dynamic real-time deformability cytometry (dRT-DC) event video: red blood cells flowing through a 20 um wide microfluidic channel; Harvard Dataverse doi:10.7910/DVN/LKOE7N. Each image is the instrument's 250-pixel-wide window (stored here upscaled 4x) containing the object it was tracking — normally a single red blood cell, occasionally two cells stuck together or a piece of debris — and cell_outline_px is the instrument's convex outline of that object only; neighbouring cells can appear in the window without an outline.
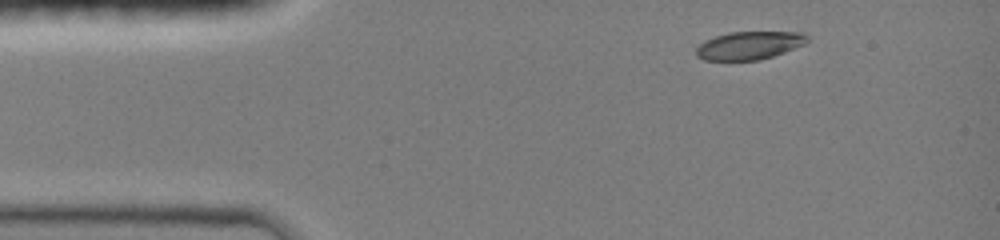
{"species": "common noctule bat (a hibernating species)", "species_latin": "Nyctalus noctula", "temperature_condition": "room temperature", "stored_images_in_passage": 23, "camera_frame_rate_fps": 3000, "um_per_image_px": 0.085, "animal": {"sex": "female", "body_mass_g": 19.0, "forearm_length_mm": 51.5}, "frame": {"image": 1, "passage_image": 1, "time_ms": 0.0, "image_size_px": [1000, 240], "cell_outline_px": [[808, 40], [804, 44], [784, 52], [760, 60], [704, 60], [696, 56], [696, 48], [704, 40], [728, 32], [804, 32], [808, 36]], "centroid_in_image_um": [63.67, 3.86], "position_along_channel_um": 21.3, "area_um2": 18.15}}
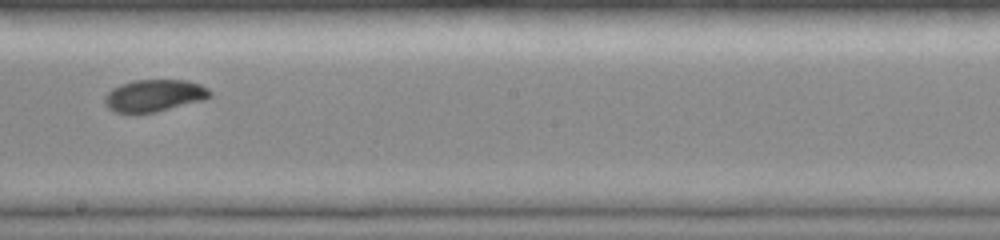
{"frame": {"image": 2, "passage_image": 14, "time_ms": 6.667, "image_size_px": [1000, 240], "cell_outline_px": [[212, 96], [204, 100], [156, 112], [116, 112], [108, 108], [104, 104], [104, 96], [112, 88], [120, 84], [132, 80], [188, 80], [200, 84], [208, 88], [212, 92]], "centroid_in_image_um": [13.13, 8.11], "position_along_channel_um": 235.1, "area_um2": 19.77}}
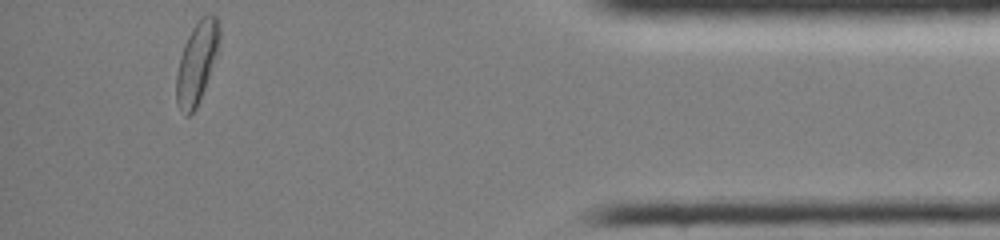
{"frame": {"image": 3, "passage_image": 23, "time_ms": 12.0, "image_size_px": [1000, 240], "cell_outline_px": [[220, 36], [216, 56], [204, 88], [196, 108], [188, 116], [184, 116], [176, 100], [176, 72], [180, 56], [184, 44], [192, 28], [200, 16], [216, 16], [220, 28]], "centroid_in_image_um": [16.71, 5.32], "position_along_channel_um": 418.5, "area_um2": 20.17}, "authors_computed_cell_mechanics": {"area_um2": 19.4786, "velocity_mm_per_s": 4.1794, "shape_relaxation_time_tau1_ms": 5.0466, "shape_relaxation_time_tau2_ms": null, "deformation_change_tau1": 0.146, "deformation_change_tau2": null}}